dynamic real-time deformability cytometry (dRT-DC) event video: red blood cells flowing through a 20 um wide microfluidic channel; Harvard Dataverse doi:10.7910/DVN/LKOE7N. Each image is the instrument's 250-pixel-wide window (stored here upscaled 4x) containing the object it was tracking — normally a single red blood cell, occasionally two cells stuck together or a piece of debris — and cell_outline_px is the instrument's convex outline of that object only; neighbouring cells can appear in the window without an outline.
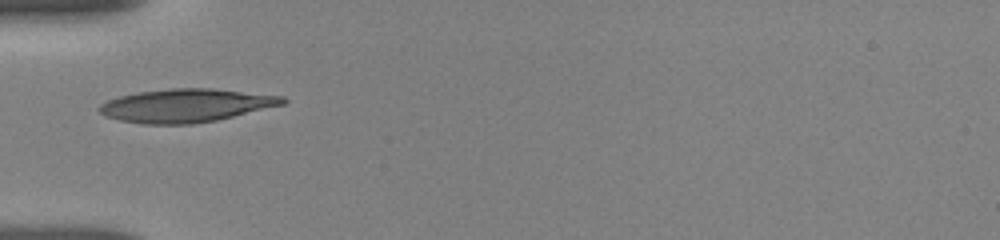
{"species": "human", "species_latin": "Homo sapiens", "temperature_condition": "room temperature", "stored_images_in_passage": 8, "camera_frame_rate_fps": 3000, "um_per_image_px": 0.085, "donor": {"sex": "female"}, "frame": {"image": 1, "passage_image": 1, "time_ms": 0.0, "image_size_px": [1000, 240], "cell_outline_px": [[288, 100], [284, 104], [216, 120], [192, 124], [140, 124], [120, 120], [104, 116], [96, 108], [100, 104], [108, 100], [120, 96], [136, 92], [172, 88], [212, 88], [284, 96]], "centroid_in_image_um": [15.78, 8.96], "position_along_channel_um": 69.2, "area_um2": 35.6}}
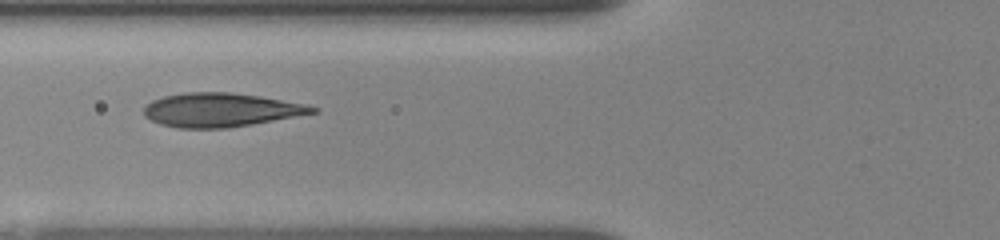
{"frame": {"image": 2, "passage_image": 7, "time_ms": 1.0, "image_size_px": [1000, 240], "cell_outline_px": [[320, 112], [252, 124], [228, 128], [176, 128], [160, 124], [144, 116], [144, 104], [152, 100], [164, 96], [184, 92], [232, 92], [260, 96], [308, 104], [320, 108]], "centroid_in_image_um": [18.78, 9.34], "position_along_channel_um": 107.0, "area_um2": 33.58}}